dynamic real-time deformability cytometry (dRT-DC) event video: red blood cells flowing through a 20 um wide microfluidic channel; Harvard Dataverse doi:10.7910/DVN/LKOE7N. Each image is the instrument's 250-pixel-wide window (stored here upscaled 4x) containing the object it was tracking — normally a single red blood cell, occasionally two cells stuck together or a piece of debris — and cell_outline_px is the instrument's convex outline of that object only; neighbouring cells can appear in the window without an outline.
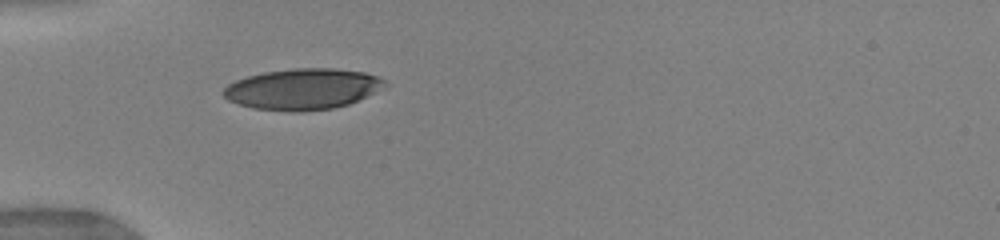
{"species": "human", "species_latin": "Homo sapiens", "temperature_condition": "warm", "stored_images_in_passage": 18, "camera_frame_rate_fps": 3000, "um_per_image_px": 0.085, "donor": {"sex": "female"}, "frame": {"image": 1, "passage_image": 1, "time_ms": 0.0, "image_size_px": [1000, 240], "cell_outline_px": [[388, 84], [348, 104], [332, 108], [300, 112], [296, 112], [252, 108], [228, 100], [220, 92], [228, 84], [236, 80], [248, 76], [264, 72], [292, 68], [336, 68], [364, 72], [380, 76]], "centroid_in_image_um": [25.69, 7.56], "position_along_channel_um": 59.3, "area_um2": 38.38}}
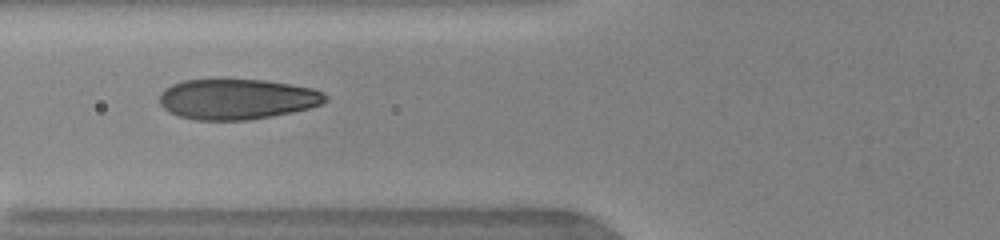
{"frame": {"image": 2, "passage_image": 5, "time_ms": 1.333, "image_size_px": [1000, 240], "cell_outline_px": [[328, 100], [320, 104], [308, 108], [292, 112], [272, 116], [248, 120], [196, 120], [180, 116], [168, 112], [160, 104], [160, 92], [164, 88], [172, 84], [184, 80], [264, 80], [312, 88], [328, 96]], "centroid_in_image_um": [20.12, 8.43], "position_along_channel_um": 105.7, "area_um2": 38.9}}